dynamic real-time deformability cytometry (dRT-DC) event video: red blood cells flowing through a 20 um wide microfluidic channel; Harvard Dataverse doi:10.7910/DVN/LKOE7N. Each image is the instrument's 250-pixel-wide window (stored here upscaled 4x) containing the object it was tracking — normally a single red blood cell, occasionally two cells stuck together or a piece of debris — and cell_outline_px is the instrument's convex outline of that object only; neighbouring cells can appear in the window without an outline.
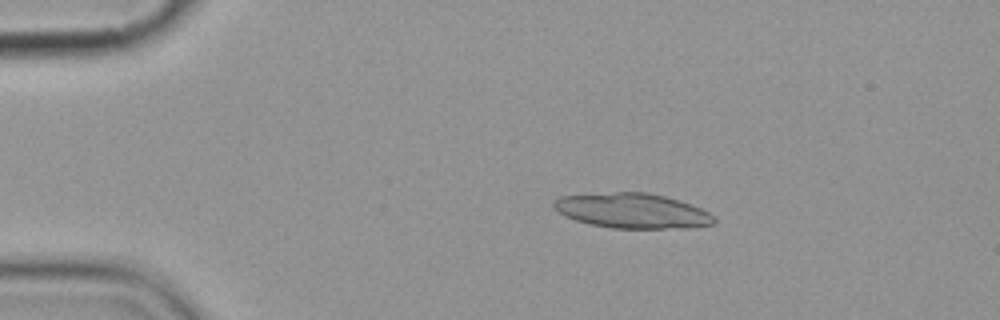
{"species": "common noctule bat (a hibernating species)", "species_latin": "Nyctalus noctula", "temperature_condition": "cold", "stored_images_in_passage": 5, "camera_frame_rate_fps": 3000, "um_per_image_px": 0.085, "animal": {"sex": "female", "body_mass_g": 19.9}, "frame": {"image": 1, "passage_image": 4, "time_ms": 3.333, "image_size_px": [1000, 320], "cell_outline_px": [[716, 224], [688, 228], [612, 228], [592, 224], [576, 220], [564, 216], [552, 208], [552, 204], [560, 196], [616, 192], [648, 192], [664, 196], [700, 208], [708, 212], [716, 220]], "centroid_in_image_um": [53.73, 17.92], "position_along_channel_um": 31.3, "area_um2": 32.48}}